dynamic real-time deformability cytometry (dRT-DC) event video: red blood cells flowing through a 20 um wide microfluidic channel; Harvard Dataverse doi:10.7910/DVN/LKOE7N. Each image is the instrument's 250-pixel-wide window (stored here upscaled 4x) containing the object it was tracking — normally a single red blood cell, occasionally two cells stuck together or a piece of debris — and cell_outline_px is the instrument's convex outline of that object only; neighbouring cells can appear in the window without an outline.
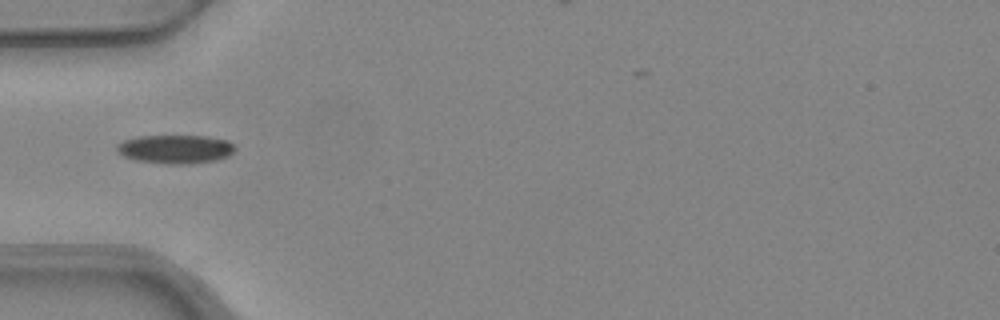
{"species": "common noctule bat (a hibernating species)", "species_latin": "Nyctalus noctula", "temperature_condition": "warm", "stored_images_in_passage": 21, "camera_frame_rate_fps": 3000, "um_per_image_px": 0.085, "animal": {"sex": "female", "body_mass_g": 24.6, "forearm_length_mm": 56.2}, "frame": {"image": 1, "passage_image": 1, "time_ms": 0.0, "image_size_px": [1000, 320], "cell_outline_px": [[236, 148], [228, 156], [216, 160], [188, 164], [168, 164], [136, 160], [124, 156], [116, 152], [116, 144], [124, 140], [136, 136], [204, 136], [228, 140]], "centroid_in_image_um": [14.88, 12.67], "position_along_channel_um": 70.1, "area_um2": 19.77}}
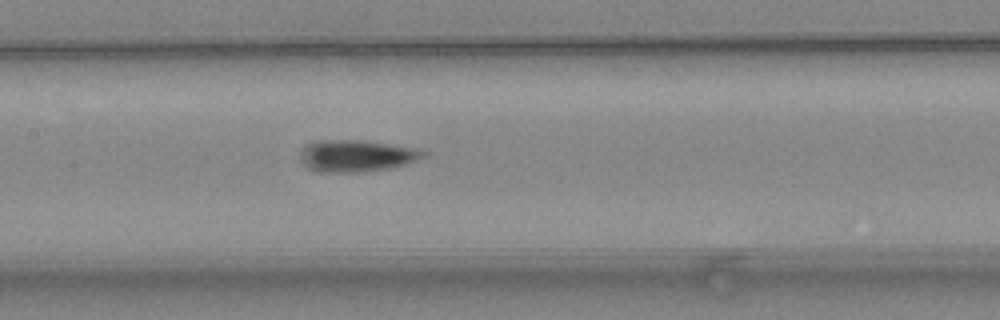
{"frame": {"image": 2, "passage_image": 9, "time_ms": 2.667, "image_size_px": [1000, 320], "cell_outline_px": [[428, 156], [404, 164], [388, 168], [360, 172], [320, 172], [312, 168], [304, 160], [304, 152], [316, 140], [364, 140], [424, 148], [428, 152]], "centroid_in_image_um": [30.53, 13.22], "position_along_channel_um": 176.9, "area_um2": 22.37}}
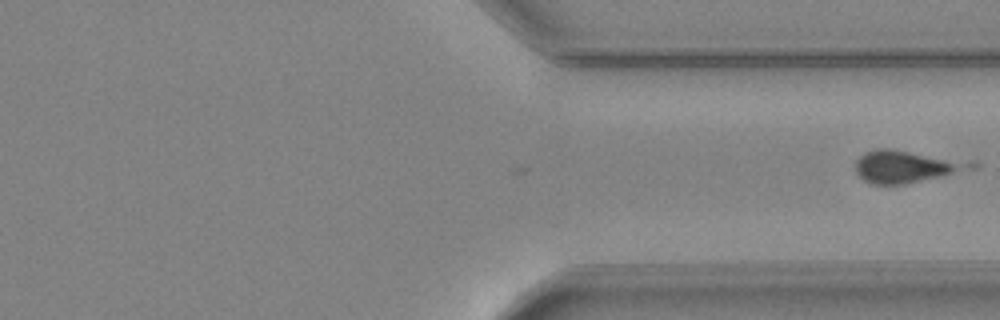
{"frame": {"image": 3, "passage_image": 21, "time_ms": 6.667, "image_size_px": [1000, 320], "cell_outline_px": [[980, 164], [976, 168], [944, 176], [904, 184], [872, 184], [864, 180], [856, 172], [856, 160], [864, 152], [880, 148], [888, 148], [976, 160]], "centroid_in_image_um": [77.16, 14.13], "position_along_channel_um": 334.2, "area_um2": 22.31}}